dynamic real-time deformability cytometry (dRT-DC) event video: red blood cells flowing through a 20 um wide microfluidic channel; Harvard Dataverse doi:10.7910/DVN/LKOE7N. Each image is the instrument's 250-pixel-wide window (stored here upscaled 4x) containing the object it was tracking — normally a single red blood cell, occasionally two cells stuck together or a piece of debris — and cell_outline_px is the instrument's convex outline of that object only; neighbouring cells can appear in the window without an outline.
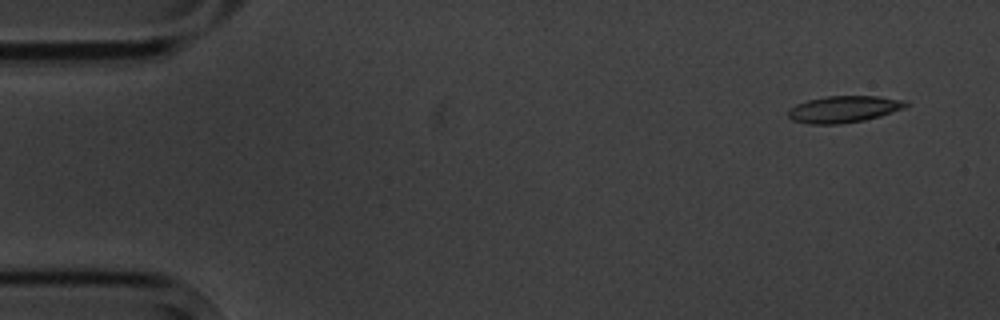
{"species": "common noctule bat (a hibernating species)", "species_latin": "Nyctalus noctula", "temperature_condition": "cold", "stored_images_in_passage": 6, "camera_frame_rate_fps": 3000, "um_per_image_px": 0.085, "animal": {"sex": "male", "body_mass_g": 20.1, "forearm_length_mm": 53.5}, "frame": {"image": 1, "passage_image": 1, "time_ms": 0.0, "image_size_px": [1000, 320], "cell_outline_px": [[908, 104], [904, 108], [880, 116], [864, 120], [840, 124], [808, 124], [792, 120], [788, 116], [788, 112], [796, 104], [808, 100], [828, 96], [880, 96], [904, 100]], "centroid_in_image_um": [71.72, 9.28], "position_along_channel_um": 13.3, "area_um2": 18.21}}
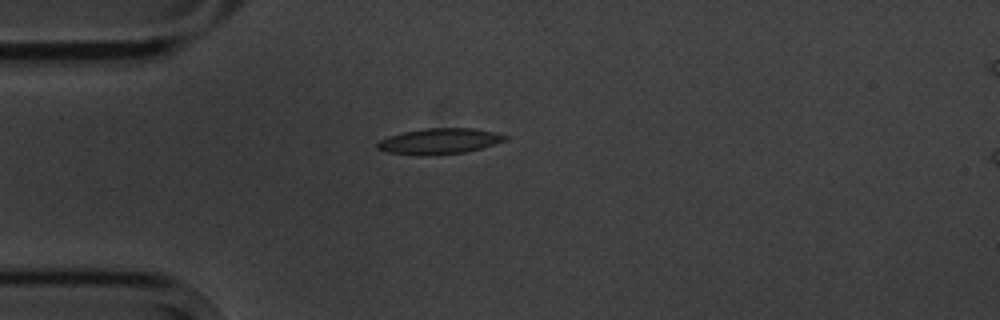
{"frame": {"image": 2, "passage_image": 4, "time_ms": 3.667, "image_size_px": [1000, 320], "cell_outline_px": [[508, 136], [504, 140], [480, 148], [464, 152], [420, 156], [388, 152], [376, 148], [376, 144], [380, 140], [388, 136], [404, 132], [424, 128], [472, 128], [496, 132]], "centroid_in_image_um": [37.3, 12.0], "position_along_channel_um": 47.7, "area_um2": 18.96}}
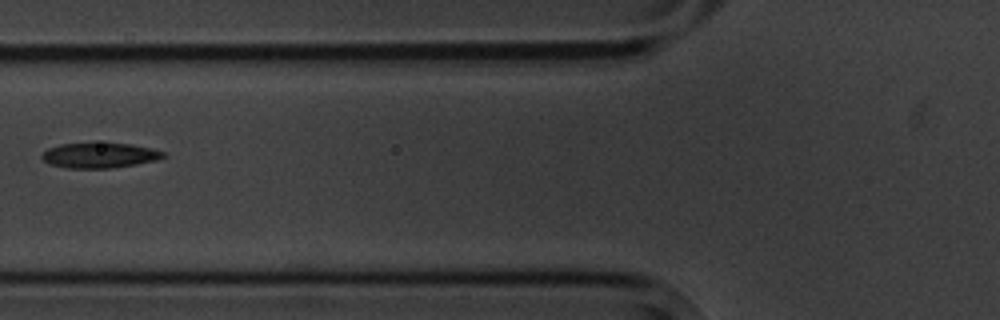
{"frame": {"image": 3, "passage_image": 6, "time_ms": 6.0, "image_size_px": [1000, 320], "cell_outline_px": [[168, 156], [156, 160], [136, 164], [112, 168], [68, 168], [48, 164], [40, 156], [48, 148], [60, 144], [132, 144], [152, 148], [164, 152]], "centroid_in_image_um": [8.48, 13.22], "position_along_channel_um": 117.3, "area_um2": 17.63}}